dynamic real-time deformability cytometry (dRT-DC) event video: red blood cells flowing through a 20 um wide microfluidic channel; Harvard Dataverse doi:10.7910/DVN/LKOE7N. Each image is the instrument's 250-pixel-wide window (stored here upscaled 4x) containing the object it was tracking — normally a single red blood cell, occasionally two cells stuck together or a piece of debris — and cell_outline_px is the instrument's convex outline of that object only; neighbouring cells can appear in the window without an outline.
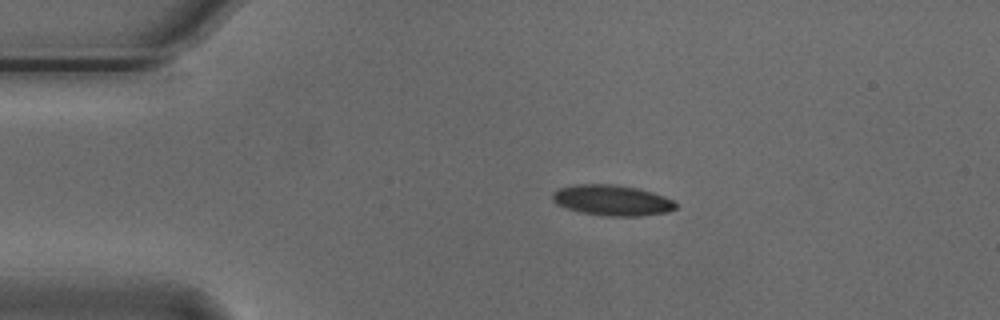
{"species": "Egyptian fruit bat (a non-hibernating species)", "species_latin": "Rousettus aegyptiacus", "temperature_condition": "cold", "stored_images_in_passage": 45, "camera_frame_rate_fps": 3000, "um_per_image_px": 0.085, "animal": {"sex": "male"}, "frame": {"image": 1, "passage_image": 1, "time_ms": 0.0, "image_size_px": [1000, 320], "cell_outline_px": [[676, 208], [668, 212], [640, 216], [604, 216], [580, 212], [556, 204], [552, 200], [552, 192], [560, 188], [576, 184], [612, 184], [636, 188], [652, 192], [664, 196], [672, 200], [676, 204]], "centroid_in_image_um": [52.01, 17.03], "position_along_channel_um": 33.0, "area_um2": 21.96}}
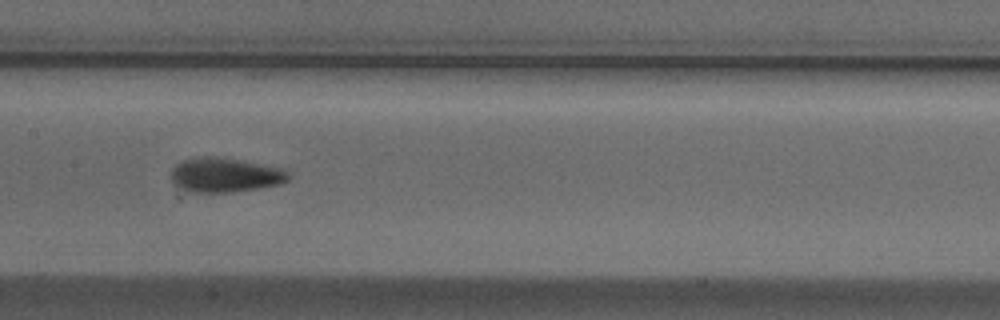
{"frame": {"image": 2, "passage_image": 17, "time_ms": 5.333, "image_size_px": [1000, 320], "cell_outline_px": [[292, 176], [288, 180], [280, 184], [260, 188], [232, 192], [188, 192], [172, 184], [172, 168], [176, 164], [184, 160], [204, 156], [212, 156], [284, 168]], "centroid_in_image_um": [19.13, 14.89], "position_along_channel_um": 188.3, "area_um2": 23.52}}
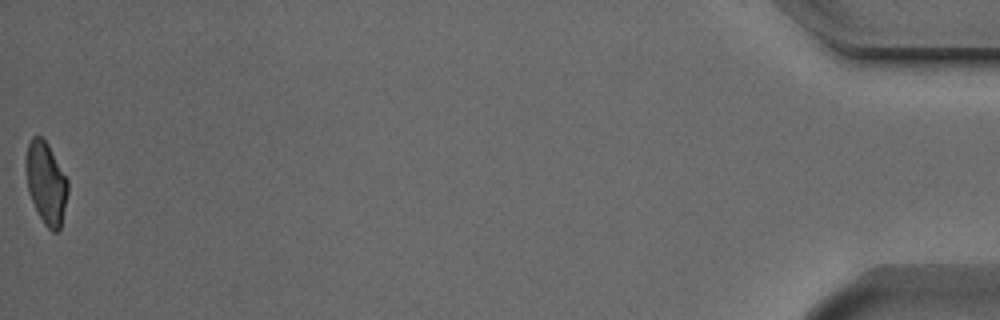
{"frame": {"image": 3, "passage_image": 45, "time_ms": 14.667, "image_size_px": [1000, 320], "cell_outline_px": [[68, 192], [60, 232], [52, 232], [44, 224], [28, 192], [24, 164], [24, 160], [28, 144], [32, 136], [40, 136], [48, 144], [68, 180]], "centroid_in_image_um": [3.91, 15.56], "position_along_channel_um": 431.3, "area_um2": 20.23}, "authors_computed_cell_mechanics": {"area_um2": 21.9062, "velocity_mm_per_s": 3.7229, "shape_relaxation_time_tau1_ms": null, "shape_relaxation_time_tau2_ms": 2.2449, "deformation_change_tau1": null, "deformation_change_tau2": 0.0647}}